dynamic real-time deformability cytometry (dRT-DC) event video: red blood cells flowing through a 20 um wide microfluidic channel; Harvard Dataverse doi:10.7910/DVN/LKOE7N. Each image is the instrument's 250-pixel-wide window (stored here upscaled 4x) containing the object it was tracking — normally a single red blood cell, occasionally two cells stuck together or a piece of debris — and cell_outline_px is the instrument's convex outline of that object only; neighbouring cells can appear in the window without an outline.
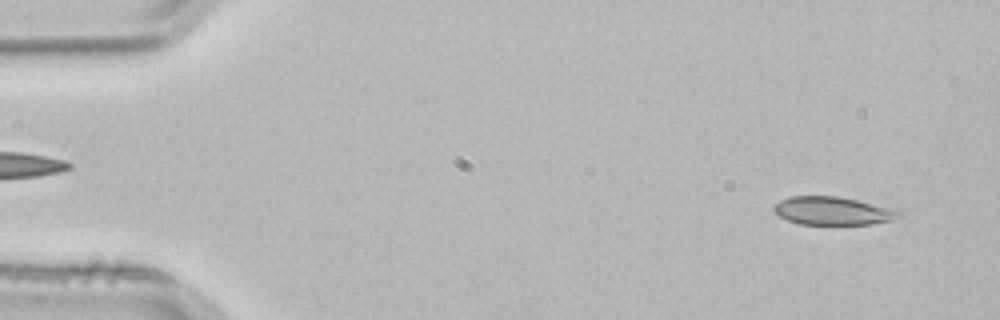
{"species": "common noctule bat (a hibernating species)", "species_latin": "Nyctalus noctula", "temperature_condition": "room temperature", "stored_images_in_passage": 4, "segment_of_instrument_passage": [2, 2], "camera_frame_rate_fps": 3000, "um_per_image_px": 0.085, "animal": {"sex": "male", "body_mass_g": 21.5, "forearm_length_mm": 52.0}, "frame": {"image": 1, "passage_image": 4, "time_ms": 1.0, "image_size_px": [1000, 320], "cell_outline_px": [[904, 212], [900, 216], [892, 220], [872, 224], [800, 224], [788, 220], [780, 216], [772, 208], [780, 200], [792, 196], [836, 196], [900, 208]], "centroid_in_image_um": [70.89, 17.91], "position_along_channel_um": 14.1, "area_um2": 20.75}}